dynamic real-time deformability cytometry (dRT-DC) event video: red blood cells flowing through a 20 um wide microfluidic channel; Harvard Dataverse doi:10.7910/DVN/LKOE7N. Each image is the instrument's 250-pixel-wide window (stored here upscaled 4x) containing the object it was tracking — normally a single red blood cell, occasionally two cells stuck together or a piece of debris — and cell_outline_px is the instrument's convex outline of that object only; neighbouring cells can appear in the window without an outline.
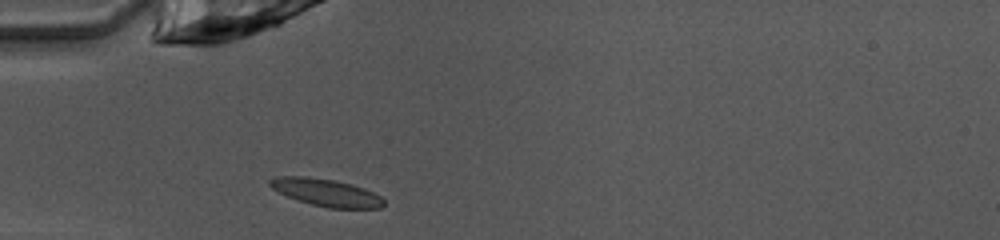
{"species": "common noctule bat (a hibernating species)", "species_latin": "Nyctalus noctula", "temperature_condition": "warm", "stored_images_in_passage": 35, "camera_frame_rate_fps": 3000, "um_per_image_px": 0.085, "animal": {"sex": "female", "body_mass_g": 10.0, "forearm_length_mm": 53.1}, "frame": {"image": 1, "passage_image": 1, "time_ms": 0.0, "image_size_px": [1000, 240], "cell_outline_px": [[384, 204], [380, 208], [328, 208], [312, 204], [288, 196], [272, 188], [268, 184], [268, 180], [276, 176], [300, 176], [332, 180], [352, 184], [364, 188], [380, 196], [384, 200]], "centroid_in_image_um": [27.73, 16.36], "position_along_channel_um": 57.3, "area_um2": 17.86}}
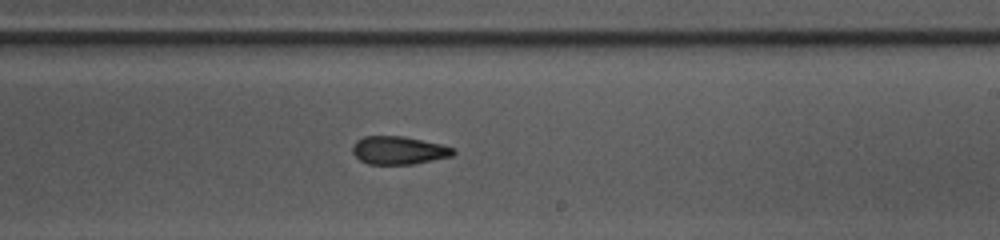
{"frame": {"image": 2, "passage_image": 16, "time_ms": 5.0, "image_size_px": [1000, 240], "cell_outline_px": [[456, 152], [452, 156], [412, 164], [368, 164], [360, 160], [352, 152], [352, 148], [356, 140], [364, 136], [404, 136], [444, 144], [452, 148]], "centroid_in_image_um": [33.89, 12.77], "position_along_channel_um": 255.1, "area_um2": 16.53}}
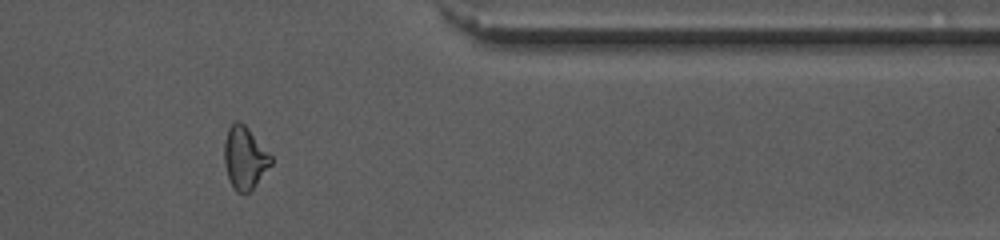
{"frame": {"image": 3, "passage_image": 27, "time_ms": 8.667, "image_size_px": [1000, 240], "cell_outline_px": [[272, 164], [256, 184], [248, 192], [236, 192], [232, 188], [224, 164], [224, 140], [228, 128], [232, 120], [240, 120], [248, 128], [272, 156]], "centroid_in_image_um": [20.78, 13.38], "position_along_channel_um": 390.6, "area_um2": 17.11}, "authors_computed_cell_mechanics": {"area_um2": 17.051, "velocity_mm_per_s": 4.0564, "shape_relaxation_time_tau1_ms": 6.7157, "shape_relaxation_time_tau2_ms": 2.8762, "deformation_change_tau1": 0.1837, "deformation_change_tau2": 0.1165}}